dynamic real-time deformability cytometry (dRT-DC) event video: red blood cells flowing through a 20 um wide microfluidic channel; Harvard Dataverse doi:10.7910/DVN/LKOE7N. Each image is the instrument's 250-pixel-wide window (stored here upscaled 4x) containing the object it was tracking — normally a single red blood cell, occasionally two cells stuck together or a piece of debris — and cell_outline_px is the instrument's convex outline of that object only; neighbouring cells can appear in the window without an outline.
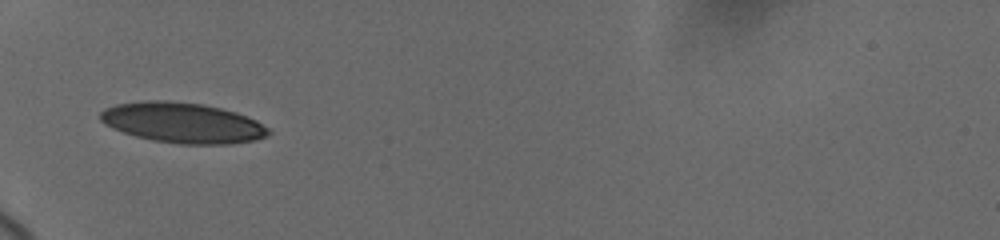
{"species": "human", "species_latin": "Homo sapiens", "temperature_condition": "cold", "stored_images_in_passage": 8, "camera_frame_rate_fps": 3000, "um_per_image_px": 0.085, "donor": {"sex": "female"}, "frame": {"image": 1, "passage_image": 1, "time_ms": 0.0, "image_size_px": [1000, 240], "cell_outline_px": [[272, 132], [268, 136], [256, 140], [224, 144], [180, 144], [152, 140], [136, 136], [112, 128], [104, 124], [100, 120], [100, 112], [104, 108], [116, 104], [144, 100], [164, 100], [204, 104], [236, 112], [256, 120], [268, 128]], "centroid_in_image_um": [15.51, 10.43], "position_along_channel_um": 69.5, "area_um2": 39.65}}
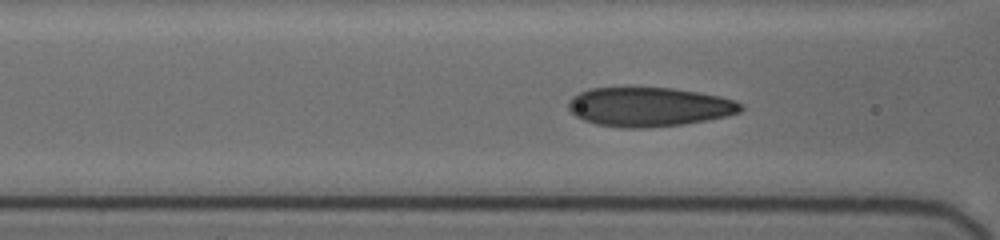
{"frame": {"image": 2, "passage_image": 5, "time_ms": 1.333, "image_size_px": [1000, 240], "cell_outline_px": [[744, 108], [740, 112], [728, 116], [684, 124], [648, 128], [620, 128], [596, 124], [584, 120], [576, 116], [568, 108], [568, 100], [572, 96], [588, 88], [672, 88], [720, 96], [736, 100], [744, 104]], "centroid_in_image_um": [55.19, 9.09], "position_along_channel_um": 111.4, "area_um2": 39.59}}